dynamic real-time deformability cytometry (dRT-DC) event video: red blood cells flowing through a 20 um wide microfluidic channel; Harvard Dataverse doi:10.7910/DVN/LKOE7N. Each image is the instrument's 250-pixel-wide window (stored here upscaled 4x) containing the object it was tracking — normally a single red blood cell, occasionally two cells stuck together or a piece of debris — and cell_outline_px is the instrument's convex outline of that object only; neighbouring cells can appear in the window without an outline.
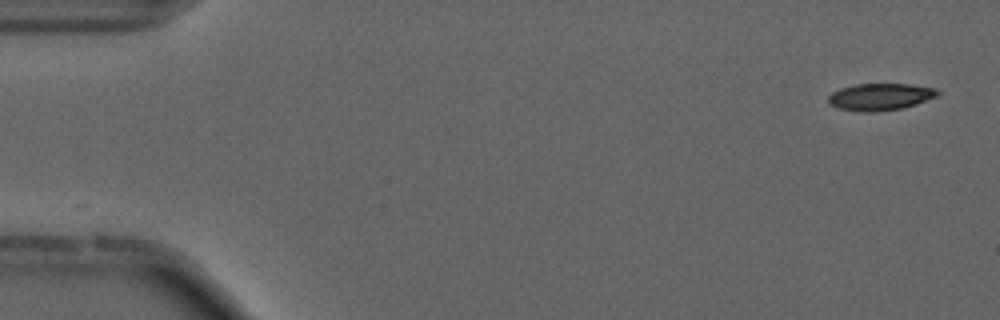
{"species": "common noctule bat (a hibernating species)", "species_latin": "Nyctalus noctula", "temperature_condition": "cold", "stored_images_in_passage": 49, "camera_frame_rate_fps": 3000, "um_per_image_px": 0.085, "animal": {"sex": "male", "forearm_length_mm": 52.5}, "frame": {"image": 1, "passage_image": 1, "time_ms": 0.0, "image_size_px": [1000, 320], "cell_outline_px": [[940, 96], [916, 104], [900, 108], [872, 112], [860, 112], [840, 108], [828, 104], [828, 96], [832, 92], [840, 88], [856, 84], [908, 84], [936, 88], [940, 92]], "centroid_in_image_um": [74.83, 8.22], "position_along_channel_um": 10.2, "area_um2": 17.22}}
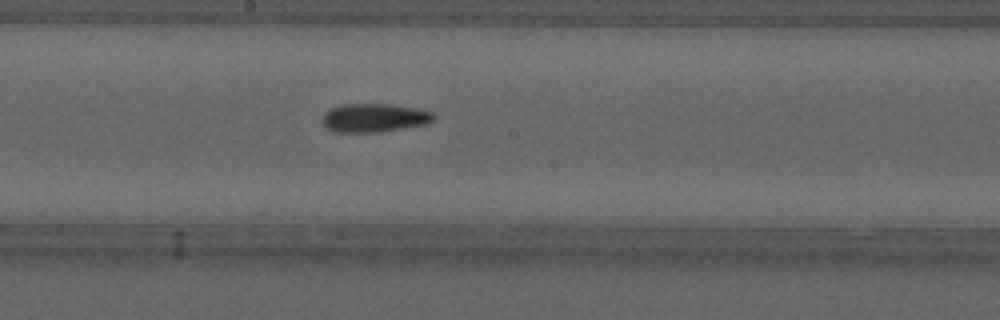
{"frame": {"image": 2, "passage_image": 28, "time_ms": 9.0, "image_size_px": [1000, 320], "cell_outline_px": [[436, 116], [428, 124], [376, 132], [332, 132], [324, 124], [324, 112], [340, 104], [388, 104], [416, 108], [432, 112]], "centroid_in_image_um": [31.82, 10.01], "position_along_channel_um": 216.4, "area_um2": 18.38}, "authors_computed_cell_mechanics": {"area_um2": 18.0336, "velocity_mm_per_s": 3.7198, "shape_relaxation_time_tau1_ms": null, "shape_relaxation_time_tau2_ms": 6.4971, "deformation_change_tau1": null, "deformation_change_tau2": 0.153}}